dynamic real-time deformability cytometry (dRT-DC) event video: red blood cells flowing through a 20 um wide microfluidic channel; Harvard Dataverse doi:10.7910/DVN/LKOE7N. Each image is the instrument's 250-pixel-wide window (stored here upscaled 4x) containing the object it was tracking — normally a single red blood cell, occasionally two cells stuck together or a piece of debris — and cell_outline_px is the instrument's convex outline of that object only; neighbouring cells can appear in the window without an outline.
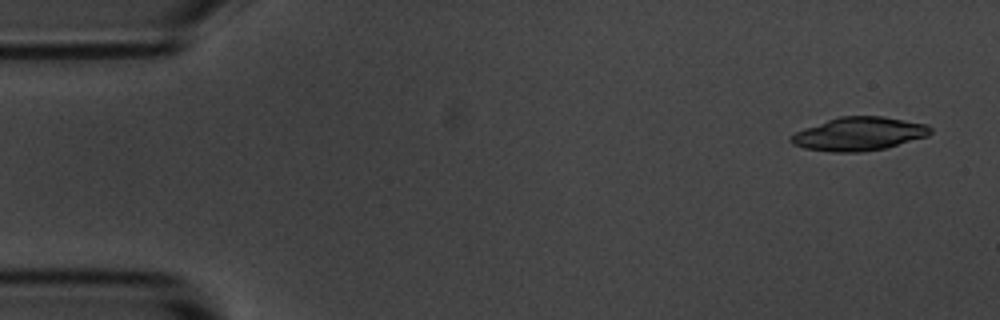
{"species": "common noctule bat (a hibernating species)", "species_latin": "Nyctalus noctula", "temperature_condition": "room temperature", "stored_images_in_passage": 4, "camera_frame_rate_fps": 3000, "um_per_image_px": 0.085, "animal": {"sex": "male", "body_mass_g": 20.1, "forearm_length_mm": 53.5}, "frame": {"image": 1, "passage_image": 1, "time_ms": 0.0, "image_size_px": [1000, 320], "cell_outline_px": [[932, 132], [928, 136], [884, 148], [860, 152], [836, 152], [804, 148], [792, 144], [788, 140], [796, 132], [804, 128], [840, 116], [884, 116], [928, 124], [932, 128]], "centroid_in_image_um": [73.04, 11.37], "position_along_channel_um": 12.0, "area_um2": 27.05}}
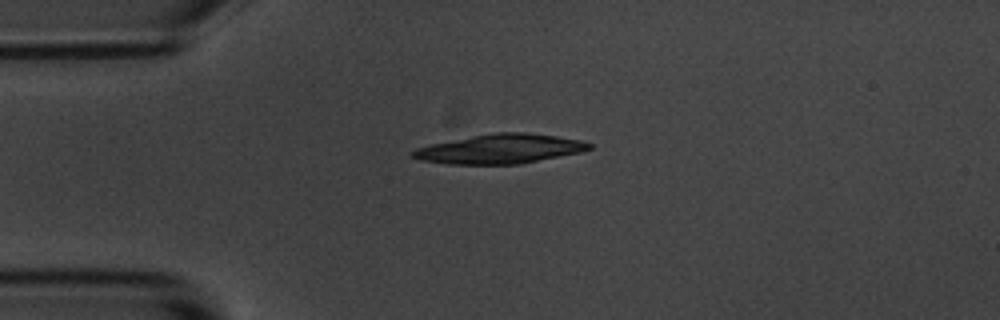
{"frame": {"image": 2, "passage_image": 4, "time_ms": 3.333, "image_size_px": [1000, 320], "cell_outline_px": [[592, 148], [580, 152], [520, 164], [448, 164], [424, 160], [412, 156], [412, 152], [416, 148], [432, 144], [472, 136], [496, 132], [524, 132], [556, 136], [580, 140], [592, 144]], "centroid_in_image_um": [42.54, 12.65], "position_along_channel_um": 42.5, "area_um2": 29.77}}